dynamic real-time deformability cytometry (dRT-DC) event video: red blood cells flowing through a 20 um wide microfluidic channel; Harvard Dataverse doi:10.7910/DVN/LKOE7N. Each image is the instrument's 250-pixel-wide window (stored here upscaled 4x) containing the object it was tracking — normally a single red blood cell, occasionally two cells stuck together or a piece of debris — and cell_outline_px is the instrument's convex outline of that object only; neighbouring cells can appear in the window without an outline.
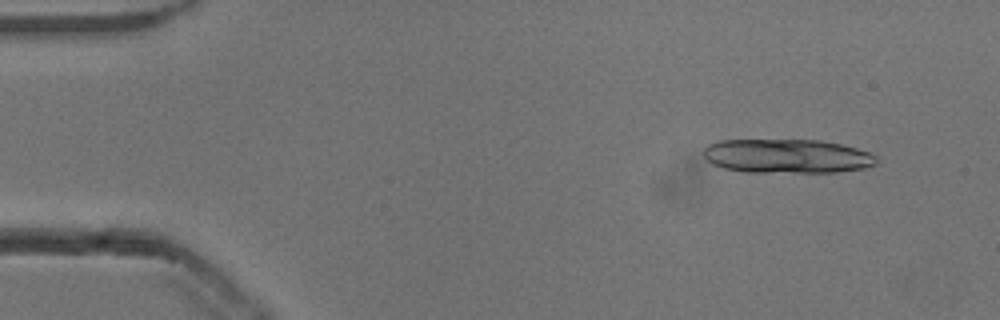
{"species": "common noctule bat (a hibernating species)", "species_latin": "Nyctalus noctula", "temperature_condition": "cold", "stored_images_in_passage": 15, "camera_frame_rate_fps": 3000, "um_per_image_px": 0.085, "animal": {"sex": "male", "body_mass_g": 13.3}, "frame": {"image": 1, "passage_image": 5, "time_ms": 1.333, "image_size_px": [1000, 320], "cell_outline_px": [[876, 164], [864, 168], [836, 172], [744, 172], [724, 168], [712, 164], [704, 156], [704, 148], [708, 144], [716, 140], [820, 140], [840, 144], [856, 148], [868, 152], [876, 156]], "centroid_in_image_um": [66.87, 13.27], "position_along_channel_um": 18.1, "area_um2": 34.39}}